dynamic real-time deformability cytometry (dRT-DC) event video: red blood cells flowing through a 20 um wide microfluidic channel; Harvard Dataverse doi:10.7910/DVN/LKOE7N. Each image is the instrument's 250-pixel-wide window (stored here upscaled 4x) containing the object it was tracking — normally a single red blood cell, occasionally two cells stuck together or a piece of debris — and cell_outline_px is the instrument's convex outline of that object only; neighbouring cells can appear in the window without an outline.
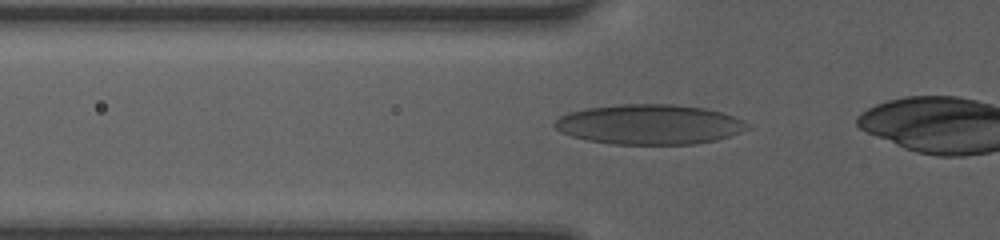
{"species": "human", "species_latin": "Homo sapiens", "temperature_condition": "room temperature", "stored_images_in_passage": 12, "camera_frame_rate_fps": 3000, "um_per_image_px": 0.085, "donor": {"sex": "female"}, "frame": {"image": 1, "passage_image": 9, "time_ms": 2.667, "image_size_px": [1000, 240], "cell_outline_px": [[752, 128], [716, 140], [696, 144], [612, 144], [588, 140], [572, 136], [560, 132], [552, 124], [560, 116], [568, 112], [584, 108], [620, 104], [672, 104], [704, 108], [720, 112], [744, 120]], "centroid_in_image_um": [55.18, 10.57], "position_along_channel_um": 70.6, "area_um2": 44.97}}